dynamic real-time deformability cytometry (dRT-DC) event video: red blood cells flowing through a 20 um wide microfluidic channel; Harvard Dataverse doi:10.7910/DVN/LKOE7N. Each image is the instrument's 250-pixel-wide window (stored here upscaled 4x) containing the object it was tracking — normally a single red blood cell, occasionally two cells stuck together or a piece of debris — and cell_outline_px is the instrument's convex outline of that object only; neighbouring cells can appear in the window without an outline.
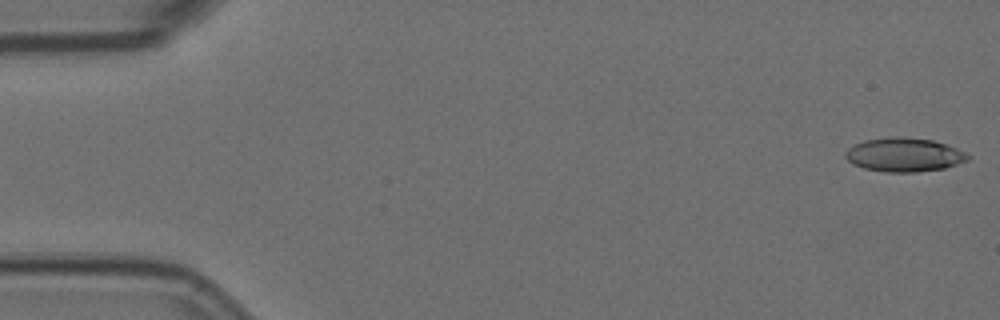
{"species": "Egyptian fruit bat (a non-hibernating species)", "species_latin": "Rousettus aegyptiacus", "temperature_condition": "room temperature", "stored_images_in_passage": 5, "camera_frame_rate_fps": 3000, "um_per_image_px": 0.085, "animal": {"sex": "female"}, "frame": {"image": 1, "passage_image": 1, "time_ms": 0.0, "image_size_px": [1000, 320], "cell_outline_px": [[972, 156], [968, 160], [944, 168], [916, 172], [884, 172], [864, 168], [852, 164], [844, 156], [844, 152], [848, 148], [864, 140], [892, 136], [900, 136], [932, 140], [956, 148]], "centroid_in_image_um": [76.82, 13.15], "position_along_channel_um": 8.2, "area_um2": 24.16}}